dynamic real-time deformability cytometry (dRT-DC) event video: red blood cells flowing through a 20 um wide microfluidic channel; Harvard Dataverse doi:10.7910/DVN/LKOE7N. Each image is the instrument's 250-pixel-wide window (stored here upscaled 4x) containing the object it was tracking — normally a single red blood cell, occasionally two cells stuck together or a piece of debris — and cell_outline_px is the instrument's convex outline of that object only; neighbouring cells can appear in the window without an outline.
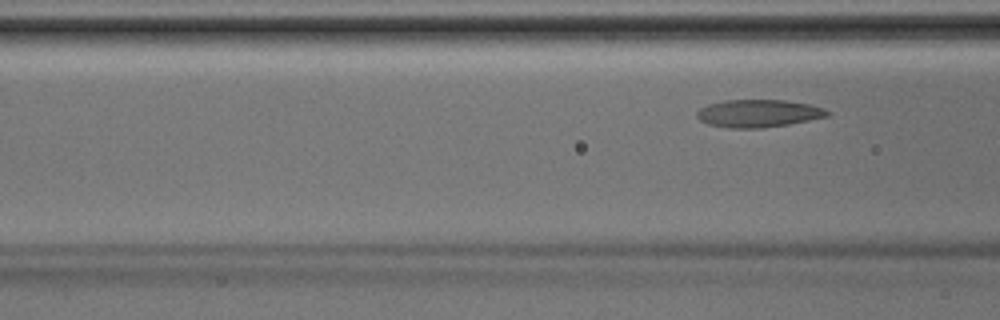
{"species": "Egyptian fruit bat (a non-hibernating species)", "species_latin": "Rousettus aegyptiacus", "temperature_condition": "room temperature", "stored_images_in_passage": 4, "camera_frame_rate_fps": 3000, "um_per_image_px": 0.085, "animal": {"sex": "male"}, "frame": {"image": 1, "passage_image": 4, "time_ms": 1.0, "image_size_px": [1000, 320], "cell_outline_px": [[832, 112], [828, 116], [788, 124], [760, 128], [728, 128], [708, 124], [700, 120], [696, 116], [696, 112], [700, 108], [708, 104], [724, 100], [784, 100], [808, 104], [824, 108]], "centroid_in_image_um": [64.44, 9.63], "position_along_channel_um": 102.2, "area_um2": 20.98}}